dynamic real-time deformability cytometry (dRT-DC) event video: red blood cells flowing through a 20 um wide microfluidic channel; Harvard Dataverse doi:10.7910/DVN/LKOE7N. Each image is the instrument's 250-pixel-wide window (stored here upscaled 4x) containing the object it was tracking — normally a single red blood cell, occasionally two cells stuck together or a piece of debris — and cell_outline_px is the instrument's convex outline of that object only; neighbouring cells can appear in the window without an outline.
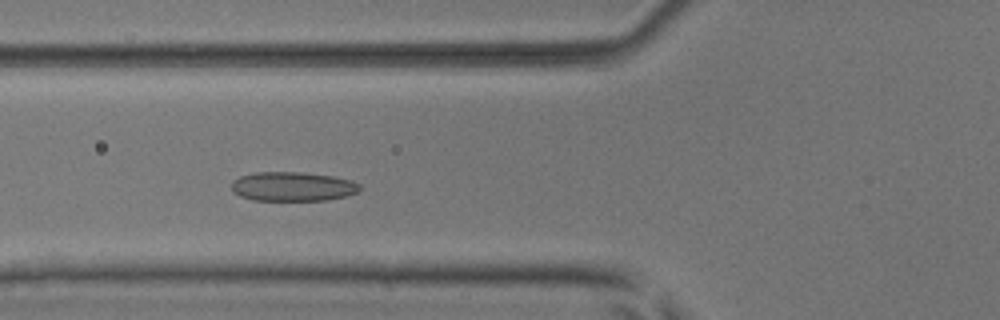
{"species": "common noctule bat (a hibernating species)", "species_latin": "Nyctalus noctula", "temperature_condition": "room temperature", "stored_images_in_passage": 31, "camera_frame_rate_fps": 3000, "um_per_image_px": 0.085, "animal": {"sex": "male", "body_mass_g": 17.9, "forearm_length_mm": 54.2}, "frame": {"image": 1, "passage_image": 5, "time_ms": 1.333, "image_size_px": [1000, 320], "cell_outline_px": [[360, 188], [356, 192], [344, 196], [328, 200], [252, 200], [240, 196], [232, 192], [232, 180], [240, 176], [252, 172], [300, 172], [332, 176], [352, 180], [360, 184]], "centroid_in_image_um": [24.84, 15.85], "position_along_channel_um": 101.0, "area_um2": 21.91}}
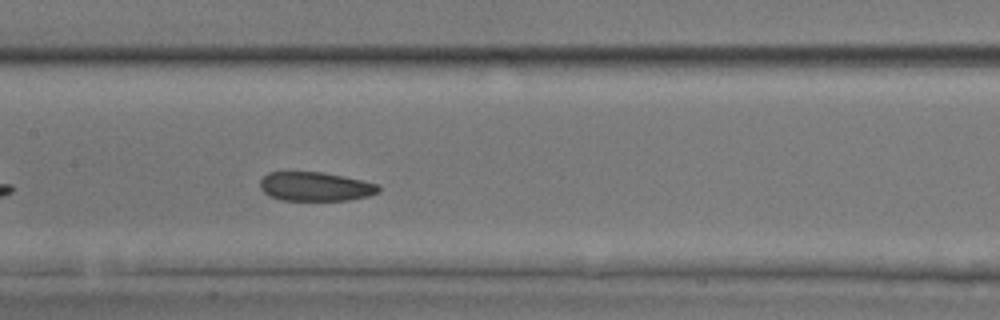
{"frame": {"image": 2, "passage_image": 11, "time_ms": 3.333, "image_size_px": [1000, 320], "cell_outline_px": [[380, 192], [368, 196], [348, 200], [280, 200], [264, 192], [260, 188], [260, 180], [268, 172], [324, 172], [344, 176], [380, 184]], "centroid_in_image_um": [26.84, 15.85], "position_along_channel_um": 180.6, "area_um2": 20.11}}
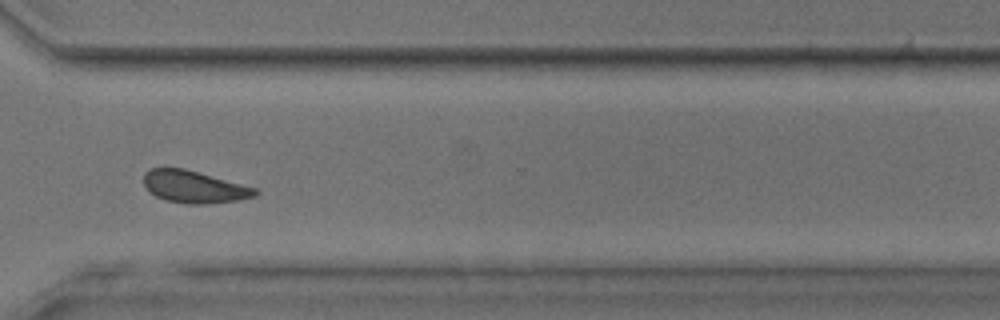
{"frame": {"image": 3, "passage_image": 24, "time_ms": 7.667, "image_size_px": [1000, 320], "cell_outline_px": [[260, 192], [256, 196], [236, 200], [204, 204], [188, 204], [164, 200], [156, 196], [144, 184], [144, 172], [152, 168], [184, 168], [256, 188]], "centroid_in_image_um": [16.5, 15.88], "position_along_channel_um": 354.1, "area_um2": 20.69}, "authors_computed_cell_mechanics": {"area_um2": 20.9236, "velocity_mm_per_s": 3.9889, "shape_relaxation_time_tau1_ms": null, "shape_relaxation_time_tau2_ms": 4.3749, "deformation_change_tau1": null, "deformation_change_tau2": 0.1316}}